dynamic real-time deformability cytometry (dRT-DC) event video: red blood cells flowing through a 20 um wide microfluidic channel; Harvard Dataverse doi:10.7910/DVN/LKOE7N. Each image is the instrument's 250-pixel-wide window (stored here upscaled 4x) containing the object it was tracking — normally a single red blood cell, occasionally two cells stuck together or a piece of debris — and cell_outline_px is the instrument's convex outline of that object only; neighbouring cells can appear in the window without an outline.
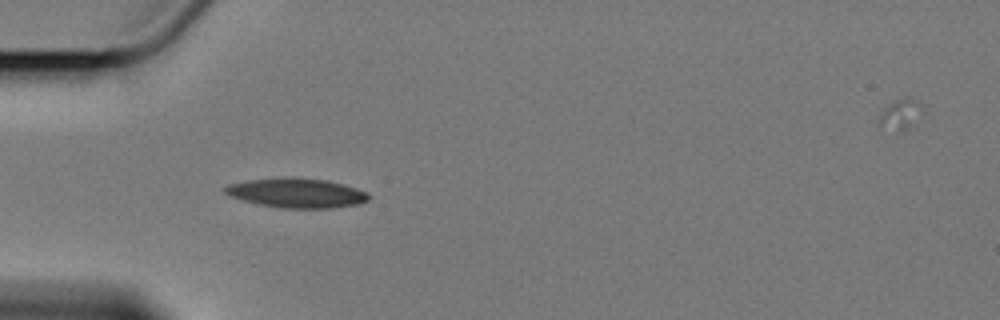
{"species": "Egyptian fruit bat (a non-hibernating species)", "species_latin": "Rousettus aegyptiacus", "temperature_condition": "cold", "stored_images_in_passage": 5, "camera_frame_rate_fps": 3000, "um_per_image_px": 0.085, "animal": {"sex": "female"}, "frame": {"image": 1, "passage_image": 4, "time_ms": 4.667, "image_size_px": [1000, 320], "cell_outline_px": [[368, 200], [356, 204], [332, 208], [280, 208], [260, 204], [228, 196], [224, 192], [224, 188], [228, 184], [252, 180], [324, 180], [356, 188], [364, 192], [368, 196]], "centroid_in_image_um": [25.19, 16.45], "position_along_channel_um": 59.8, "area_um2": 23.29}}